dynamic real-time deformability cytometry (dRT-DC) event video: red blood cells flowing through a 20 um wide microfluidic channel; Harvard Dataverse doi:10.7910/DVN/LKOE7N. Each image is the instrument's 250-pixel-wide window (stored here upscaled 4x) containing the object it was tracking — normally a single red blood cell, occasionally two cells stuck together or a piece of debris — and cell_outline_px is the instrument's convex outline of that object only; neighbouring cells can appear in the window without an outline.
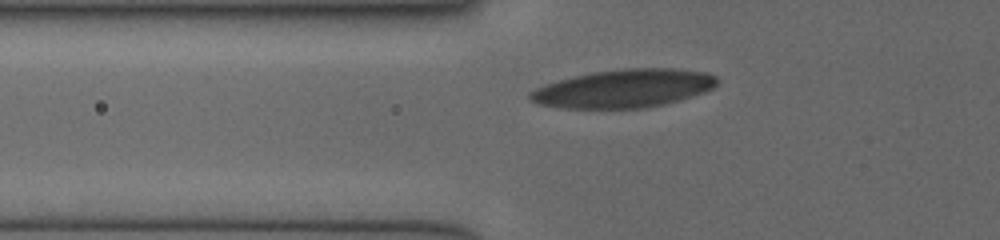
{"species": "human", "species_latin": "Homo sapiens", "temperature_condition": "cold", "stored_images_in_passage": 23, "segment_of_instrument_passage": [1, 2], "camera_frame_rate_fps": 3000, "um_per_image_px": 0.085, "donor": {"sex": "female"}, "frame": {"image": 1, "passage_image": 3, "time_ms": 1.0, "image_size_px": [1000, 240], "cell_outline_px": [[716, 84], [712, 88], [704, 92], [664, 104], [640, 108], [564, 108], [540, 104], [532, 100], [528, 96], [528, 92], [544, 84], [572, 76], [592, 72], [620, 68], [676, 68], [708, 72], [716, 76]], "centroid_in_image_um": [53.01, 7.5], "position_along_channel_um": 72.8, "area_um2": 41.62}}
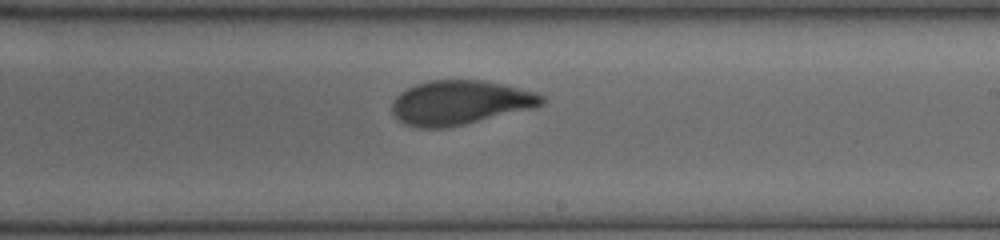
{"frame": {"image": 2, "passage_image": 11, "time_ms": 5.333, "image_size_px": [1000, 240], "cell_outline_px": [[544, 104], [532, 108], [448, 128], [420, 128], [404, 124], [392, 112], [392, 104], [396, 96], [400, 92], [416, 84], [432, 80], [484, 80], [504, 84], [536, 92], [544, 96]], "centroid_in_image_um": [39.1, 8.72], "position_along_channel_um": 249.9, "area_um2": 38.55}}
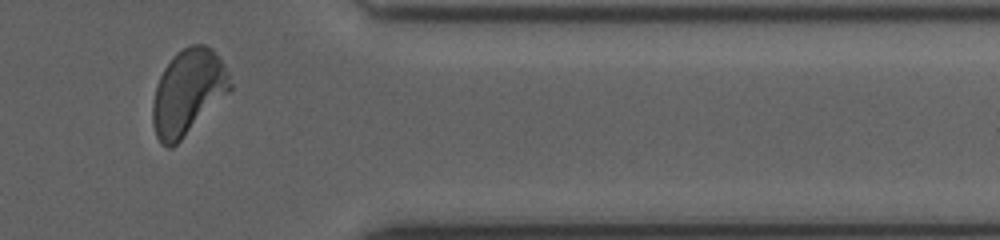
{"frame": {"image": 3, "passage_image": 18, "time_ms": 9.0, "image_size_px": [1000, 240], "cell_outline_px": [[232, 88], [172, 148], [168, 148], [160, 144], [156, 136], [152, 124], [152, 100], [156, 84], [164, 68], [172, 56], [176, 52], [192, 44], [204, 44], [212, 48], [224, 64], [228, 72], [232, 84]], "centroid_in_image_um": [15.94, 7.82], "position_along_channel_um": 395.5, "area_um2": 38.38}}